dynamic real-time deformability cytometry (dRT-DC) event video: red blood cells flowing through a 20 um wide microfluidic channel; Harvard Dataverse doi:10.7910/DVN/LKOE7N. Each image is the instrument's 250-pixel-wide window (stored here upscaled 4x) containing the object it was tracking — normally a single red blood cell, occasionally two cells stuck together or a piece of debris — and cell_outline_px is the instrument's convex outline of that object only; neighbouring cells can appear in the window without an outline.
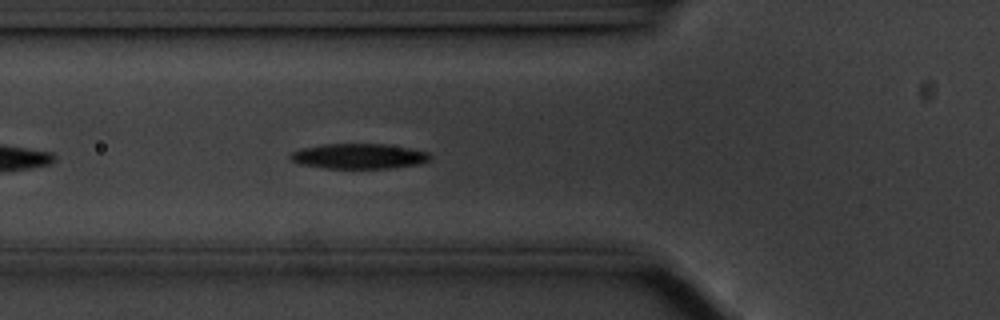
{"species": "common noctule bat (a hibernating species)", "species_latin": "Nyctalus noctula", "temperature_condition": "cold", "stored_images_in_passage": 20, "camera_frame_rate_fps": 3000, "um_per_image_px": 0.085, "animal": {"sex": "male", "body_mass_g": 20.1, "forearm_length_mm": 53.5}, "frame": {"image": 1, "passage_image": 6, "time_ms": 1.667, "image_size_px": [1000, 320], "cell_outline_px": [[432, 156], [428, 160], [420, 164], [392, 168], [324, 168], [300, 164], [292, 160], [288, 156], [292, 152], [300, 148], [324, 144], [384, 144], [408, 148], [428, 152]], "centroid_in_image_um": [30.49, 13.28], "position_along_channel_um": 95.3, "area_um2": 20.46}}